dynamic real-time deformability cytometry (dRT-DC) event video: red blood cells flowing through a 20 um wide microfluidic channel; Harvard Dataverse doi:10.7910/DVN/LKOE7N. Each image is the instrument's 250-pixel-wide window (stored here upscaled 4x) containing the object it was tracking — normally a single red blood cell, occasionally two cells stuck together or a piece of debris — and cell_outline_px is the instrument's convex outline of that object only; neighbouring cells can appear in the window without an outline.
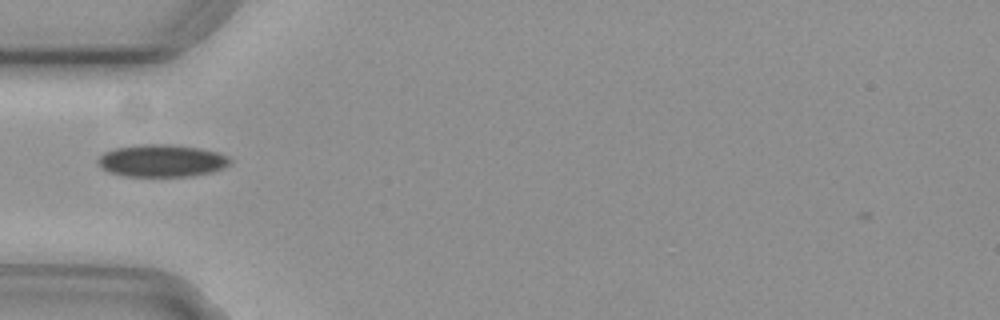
{"species": "common noctule bat (a hibernating species)", "species_latin": "Nyctalus noctula", "temperature_condition": "cold", "stored_images_in_passage": 17, "camera_frame_rate_fps": 3000, "um_per_image_px": 0.085, "animal": {"sex": "female", "body_mass_g": 29.2, "forearm_length_mm": 56.3}, "frame": {"image": 1, "passage_image": 1, "time_ms": 0.0, "image_size_px": [1000, 320], "cell_outline_px": [[232, 160], [228, 164], [212, 172], [192, 176], [124, 176], [108, 172], [100, 168], [96, 160], [104, 152], [116, 148], [140, 144], [168, 144], [200, 148], [216, 152], [228, 156]], "centroid_in_image_um": [13.7, 13.66], "position_along_channel_um": 71.3, "area_um2": 24.91}}
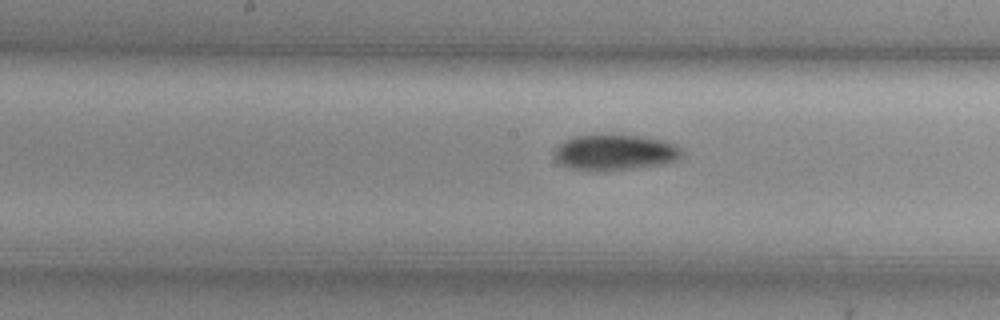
{"frame": {"image": 2, "passage_image": 11, "time_ms": 3.333, "image_size_px": [1000, 320], "cell_outline_px": [[680, 156], [676, 160], [664, 164], [604, 172], [588, 172], [568, 168], [560, 164], [552, 156], [552, 152], [564, 140], [576, 136], [592, 132], [612, 132], [640, 136], [664, 140], [680, 148]], "centroid_in_image_um": [52.15, 12.93], "position_along_channel_um": 196.0, "area_um2": 27.86}}
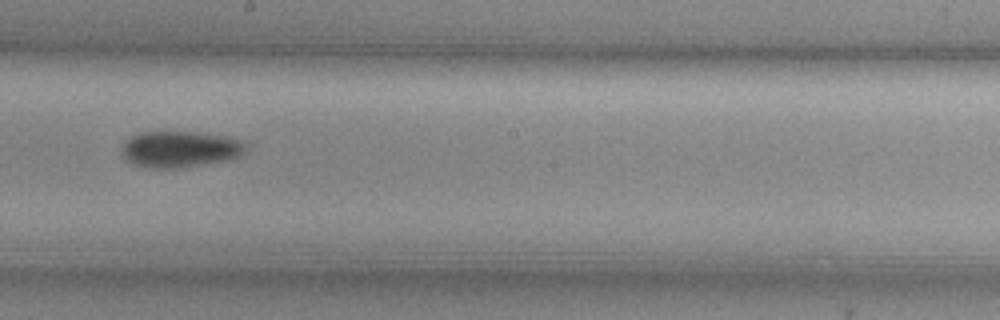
{"frame": {"image": 3, "passage_image": 14, "time_ms": 4.333, "image_size_px": [1000, 320], "cell_outline_px": [[244, 152], [240, 156], [228, 160], [180, 168], [148, 168], [132, 164], [124, 160], [120, 156], [120, 148], [124, 140], [140, 132], [200, 132], [228, 136], [244, 144]], "centroid_in_image_um": [15.2, 12.69], "position_along_channel_um": 233.0, "area_um2": 26.59}}